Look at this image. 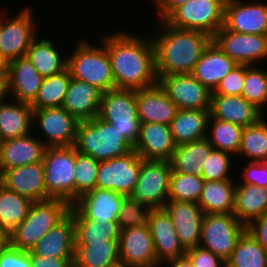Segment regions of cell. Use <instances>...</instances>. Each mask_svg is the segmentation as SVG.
Listing matches in <instances>:
<instances>
[{
	"label": "cell",
	"mask_w": 267,
	"mask_h": 267,
	"mask_svg": "<svg viewBox=\"0 0 267 267\" xmlns=\"http://www.w3.org/2000/svg\"><path fill=\"white\" fill-rule=\"evenodd\" d=\"M185 255L191 260L194 267H226L220 257L201 246L187 249Z\"/></svg>",
	"instance_id": "816d5d0a"
},
{
	"label": "cell",
	"mask_w": 267,
	"mask_h": 267,
	"mask_svg": "<svg viewBox=\"0 0 267 267\" xmlns=\"http://www.w3.org/2000/svg\"><path fill=\"white\" fill-rule=\"evenodd\" d=\"M138 116L141 123L169 125L178 108L159 83L136 90Z\"/></svg>",
	"instance_id": "cb8c5ba5"
},
{
	"label": "cell",
	"mask_w": 267,
	"mask_h": 267,
	"mask_svg": "<svg viewBox=\"0 0 267 267\" xmlns=\"http://www.w3.org/2000/svg\"><path fill=\"white\" fill-rule=\"evenodd\" d=\"M125 195L108 189L94 188L73 204L87 219L117 222Z\"/></svg>",
	"instance_id": "484cf974"
},
{
	"label": "cell",
	"mask_w": 267,
	"mask_h": 267,
	"mask_svg": "<svg viewBox=\"0 0 267 267\" xmlns=\"http://www.w3.org/2000/svg\"><path fill=\"white\" fill-rule=\"evenodd\" d=\"M212 41L239 65L250 66L267 61V35L237 33L223 26Z\"/></svg>",
	"instance_id": "5bb4252c"
},
{
	"label": "cell",
	"mask_w": 267,
	"mask_h": 267,
	"mask_svg": "<svg viewBox=\"0 0 267 267\" xmlns=\"http://www.w3.org/2000/svg\"><path fill=\"white\" fill-rule=\"evenodd\" d=\"M31 267H74V258L40 257L30 252Z\"/></svg>",
	"instance_id": "db71d44e"
},
{
	"label": "cell",
	"mask_w": 267,
	"mask_h": 267,
	"mask_svg": "<svg viewBox=\"0 0 267 267\" xmlns=\"http://www.w3.org/2000/svg\"><path fill=\"white\" fill-rule=\"evenodd\" d=\"M246 231L267 251V213L251 221Z\"/></svg>",
	"instance_id": "f5cc1de1"
},
{
	"label": "cell",
	"mask_w": 267,
	"mask_h": 267,
	"mask_svg": "<svg viewBox=\"0 0 267 267\" xmlns=\"http://www.w3.org/2000/svg\"><path fill=\"white\" fill-rule=\"evenodd\" d=\"M237 65L216 43L211 41L196 63L192 75L209 91L213 92L219 82Z\"/></svg>",
	"instance_id": "83f0119b"
},
{
	"label": "cell",
	"mask_w": 267,
	"mask_h": 267,
	"mask_svg": "<svg viewBox=\"0 0 267 267\" xmlns=\"http://www.w3.org/2000/svg\"><path fill=\"white\" fill-rule=\"evenodd\" d=\"M98 117L114 128L133 147L140 135L136 90L113 89L102 93Z\"/></svg>",
	"instance_id": "8992f818"
},
{
	"label": "cell",
	"mask_w": 267,
	"mask_h": 267,
	"mask_svg": "<svg viewBox=\"0 0 267 267\" xmlns=\"http://www.w3.org/2000/svg\"><path fill=\"white\" fill-rule=\"evenodd\" d=\"M170 161L143 160L135 188L130 195L150 209H163L170 192Z\"/></svg>",
	"instance_id": "8fae6325"
},
{
	"label": "cell",
	"mask_w": 267,
	"mask_h": 267,
	"mask_svg": "<svg viewBox=\"0 0 267 267\" xmlns=\"http://www.w3.org/2000/svg\"><path fill=\"white\" fill-rule=\"evenodd\" d=\"M164 265L166 267H194L191 260L186 255L180 258L170 260Z\"/></svg>",
	"instance_id": "6f0895ef"
},
{
	"label": "cell",
	"mask_w": 267,
	"mask_h": 267,
	"mask_svg": "<svg viewBox=\"0 0 267 267\" xmlns=\"http://www.w3.org/2000/svg\"><path fill=\"white\" fill-rule=\"evenodd\" d=\"M81 38L76 41L73 50L67 51V68L71 77L94 85L102 92L115 89L109 54L104 43L100 40V45L93 41L92 44L87 37Z\"/></svg>",
	"instance_id": "3957f363"
},
{
	"label": "cell",
	"mask_w": 267,
	"mask_h": 267,
	"mask_svg": "<svg viewBox=\"0 0 267 267\" xmlns=\"http://www.w3.org/2000/svg\"><path fill=\"white\" fill-rule=\"evenodd\" d=\"M157 24V31L150 34L157 76L192 74L212 37L202 31L170 26L165 21Z\"/></svg>",
	"instance_id": "7a4b0ae2"
},
{
	"label": "cell",
	"mask_w": 267,
	"mask_h": 267,
	"mask_svg": "<svg viewBox=\"0 0 267 267\" xmlns=\"http://www.w3.org/2000/svg\"><path fill=\"white\" fill-rule=\"evenodd\" d=\"M71 79L68 68L58 74L44 77L35 100L30 104L33 110L61 107Z\"/></svg>",
	"instance_id": "ab89813d"
},
{
	"label": "cell",
	"mask_w": 267,
	"mask_h": 267,
	"mask_svg": "<svg viewBox=\"0 0 267 267\" xmlns=\"http://www.w3.org/2000/svg\"><path fill=\"white\" fill-rule=\"evenodd\" d=\"M33 132L22 137L1 141L0 174L4 170L43 160L47 146L36 137L38 131H36L37 135H35V130Z\"/></svg>",
	"instance_id": "44dd1931"
},
{
	"label": "cell",
	"mask_w": 267,
	"mask_h": 267,
	"mask_svg": "<svg viewBox=\"0 0 267 267\" xmlns=\"http://www.w3.org/2000/svg\"><path fill=\"white\" fill-rule=\"evenodd\" d=\"M236 181H206L198 201L204 214H233Z\"/></svg>",
	"instance_id": "e575fe53"
},
{
	"label": "cell",
	"mask_w": 267,
	"mask_h": 267,
	"mask_svg": "<svg viewBox=\"0 0 267 267\" xmlns=\"http://www.w3.org/2000/svg\"><path fill=\"white\" fill-rule=\"evenodd\" d=\"M141 163L142 158L134 149L124 156L100 161L96 188L130 196L137 183Z\"/></svg>",
	"instance_id": "7c38bea8"
},
{
	"label": "cell",
	"mask_w": 267,
	"mask_h": 267,
	"mask_svg": "<svg viewBox=\"0 0 267 267\" xmlns=\"http://www.w3.org/2000/svg\"><path fill=\"white\" fill-rule=\"evenodd\" d=\"M189 0H154L151 4H154L155 10L157 13L154 14L157 16L159 21H164L176 8L185 4Z\"/></svg>",
	"instance_id": "11a10c76"
},
{
	"label": "cell",
	"mask_w": 267,
	"mask_h": 267,
	"mask_svg": "<svg viewBox=\"0 0 267 267\" xmlns=\"http://www.w3.org/2000/svg\"><path fill=\"white\" fill-rule=\"evenodd\" d=\"M212 149L213 147L206 138L176 146L170 161L172 170L183 174L201 176L203 162Z\"/></svg>",
	"instance_id": "8d00e7d4"
},
{
	"label": "cell",
	"mask_w": 267,
	"mask_h": 267,
	"mask_svg": "<svg viewBox=\"0 0 267 267\" xmlns=\"http://www.w3.org/2000/svg\"><path fill=\"white\" fill-rule=\"evenodd\" d=\"M71 205L61 199L32 203L27 217L9 235V244L29 252L38 240L70 212Z\"/></svg>",
	"instance_id": "277c9868"
},
{
	"label": "cell",
	"mask_w": 267,
	"mask_h": 267,
	"mask_svg": "<svg viewBox=\"0 0 267 267\" xmlns=\"http://www.w3.org/2000/svg\"><path fill=\"white\" fill-rule=\"evenodd\" d=\"M79 122L63 107L33 110V128L40 129L39 135L43 137L38 138L47 147L74 146Z\"/></svg>",
	"instance_id": "4fadbf2b"
},
{
	"label": "cell",
	"mask_w": 267,
	"mask_h": 267,
	"mask_svg": "<svg viewBox=\"0 0 267 267\" xmlns=\"http://www.w3.org/2000/svg\"><path fill=\"white\" fill-rule=\"evenodd\" d=\"M24 6L14 17L7 16L0 9V54L7 63L25 57L31 42L41 31L39 21L35 20L34 8H30L28 4Z\"/></svg>",
	"instance_id": "52a82bcc"
},
{
	"label": "cell",
	"mask_w": 267,
	"mask_h": 267,
	"mask_svg": "<svg viewBox=\"0 0 267 267\" xmlns=\"http://www.w3.org/2000/svg\"><path fill=\"white\" fill-rule=\"evenodd\" d=\"M148 227L159 264H165L170 260L185 256L187 250L181 244L174 224L164 209L151 211Z\"/></svg>",
	"instance_id": "ffe728a7"
},
{
	"label": "cell",
	"mask_w": 267,
	"mask_h": 267,
	"mask_svg": "<svg viewBox=\"0 0 267 267\" xmlns=\"http://www.w3.org/2000/svg\"><path fill=\"white\" fill-rule=\"evenodd\" d=\"M102 91L87 82L72 78L62 106L79 121L98 116Z\"/></svg>",
	"instance_id": "f1b7e54d"
},
{
	"label": "cell",
	"mask_w": 267,
	"mask_h": 267,
	"mask_svg": "<svg viewBox=\"0 0 267 267\" xmlns=\"http://www.w3.org/2000/svg\"><path fill=\"white\" fill-rule=\"evenodd\" d=\"M170 216L176 234L187 250L199 246L204 213L194 202L168 200L163 208Z\"/></svg>",
	"instance_id": "d6986e66"
},
{
	"label": "cell",
	"mask_w": 267,
	"mask_h": 267,
	"mask_svg": "<svg viewBox=\"0 0 267 267\" xmlns=\"http://www.w3.org/2000/svg\"><path fill=\"white\" fill-rule=\"evenodd\" d=\"M121 28L104 33L101 40L109 54L115 89H143L158 83L155 51L150 35ZM143 35V36H142Z\"/></svg>",
	"instance_id": "6da1fadb"
},
{
	"label": "cell",
	"mask_w": 267,
	"mask_h": 267,
	"mask_svg": "<svg viewBox=\"0 0 267 267\" xmlns=\"http://www.w3.org/2000/svg\"><path fill=\"white\" fill-rule=\"evenodd\" d=\"M266 118L264 115L255 124L243 127L241 145L236 157H245L246 162L267 161Z\"/></svg>",
	"instance_id": "f35d334b"
},
{
	"label": "cell",
	"mask_w": 267,
	"mask_h": 267,
	"mask_svg": "<svg viewBox=\"0 0 267 267\" xmlns=\"http://www.w3.org/2000/svg\"><path fill=\"white\" fill-rule=\"evenodd\" d=\"M245 231L246 225L233 214H204L199 246L226 262Z\"/></svg>",
	"instance_id": "30bf717a"
},
{
	"label": "cell",
	"mask_w": 267,
	"mask_h": 267,
	"mask_svg": "<svg viewBox=\"0 0 267 267\" xmlns=\"http://www.w3.org/2000/svg\"><path fill=\"white\" fill-rule=\"evenodd\" d=\"M120 265L128 267H153L157 262L153 238L149 227L122 229L119 240Z\"/></svg>",
	"instance_id": "e0dca14e"
},
{
	"label": "cell",
	"mask_w": 267,
	"mask_h": 267,
	"mask_svg": "<svg viewBox=\"0 0 267 267\" xmlns=\"http://www.w3.org/2000/svg\"><path fill=\"white\" fill-rule=\"evenodd\" d=\"M159 85L178 110H210L211 91L192 74L157 76Z\"/></svg>",
	"instance_id": "2e32d148"
},
{
	"label": "cell",
	"mask_w": 267,
	"mask_h": 267,
	"mask_svg": "<svg viewBox=\"0 0 267 267\" xmlns=\"http://www.w3.org/2000/svg\"><path fill=\"white\" fill-rule=\"evenodd\" d=\"M234 192L233 215L244 225L267 213V188L237 183Z\"/></svg>",
	"instance_id": "1f68e13d"
},
{
	"label": "cell",
	"mask_w": 267,
	"mask_h": 267,
	"mask_svg": "<svg viewBox=\"0 0 267 267\" xmlns=\"http://www.w3.org/2000/svg\"><path fill=\"white\" fill-rule=\"evenodd\" d=\"M210 116L242 127L255 124L264 115L244 97L211 92Z\"/></svg>",
	"instance_id": "4316f807"
},
{
	"label": "cell",
	"mask_w": 267,
	"mask_h": 267,
	"mask_svg": "<svg viewBox=\"0 0 267 267\" xmlns=\"http://www.w3.org/2000/svg\"><path fill=\"white\" fill-rule=\"evenodd\" d=\"M32 203L0 183V224L8 235L27 217Z\"/></svg>",
	"instance_id": "74e56055"
},
{
	"label": "cell",
	"mask_w": 267,
	"mask_h": 267,
	"mask_svg": "<svg viewBox=\"0 0 267 267\" xmlns=\"http://www.w3.org/2000/svg\"><path fill=\"white\" fill-rule=\"evenodd\" d=\"M117 267H128V266H125V265H119V266H117Z\"/></svg>",
	"instance_id": "6125c7cd"
},
{
	"label": "cell",
	"mask_w": 267,
	"mask_h": 267,
	"mask_svg": "<svg viewBox=\"0 0 267 267\" xmlns=\"http://www.w3.org/2000/svg\"><path fill=\"white\" fill-rule=\"evenodd\" d=\"M153 267H166V266L164 264H160V265L153 266Z\"/></svg>",
	"instance_id": "94428289"
},
{
	"label": "cell",
	"mask_w": 267,
	"mask_h": 267,
	"mask_svg": "<svg viewBox=\"0 0 267 267\" xmlns=\"http://www.w3.org/2000/svg\"><path fill=\"white\" fill-rule=\"evenodd\" d=\"M226 0L224 27L244 34L267 35V0Z\"/></svg>",
	"instance_id": "9a60e30c"
},
{
	"label": "cell",
	"mask_w": 267,
	"mask_h": 267,
	"mask_svg": "<svg viewBox=\"0 0 267 267\" xmlns=\"http://www.w3.org/2000/svg\"><path fill=\"white\" fill-rule=\"evenodd\" d=\"M226 0H189L164 21L179 29L197 30L213 37L224 26Z\"/></svg>",
	"instance_id": "9c48e42d"
},
{
	"label": "cell",
	"mask_w": 267,
	"mask_h": 267,
	"mask_svg": "<svg viewBox=\"0 0 267 267\" xmlns=\"http://www.w3.org/2000/svg\"><path fill=\"white\" fill-rule=\"evenodd\" d=\"M0 267H31L30 251H22L9 243L0 247Z\"/></svg>",
	"instance_id": "f907efd6"
},
{
	"label": "cell",
	"mask_w": 267,
	"mask_h": 267,
	"mask_svg": "<svg viewBox=\"0 0 267 267\" xmlns=\"http://www.w3.org/2000/svg\"><path fill=\"white\" fill-rule=\"evenodd\" d=\"M245 79V65L237 64L217 85L212 92L217 95L240 96Z\"/></svg>",
	"instance_id": "c3c4849f"
},
{
	"label": "cell",
	"mask_w": 267,
	"mask_h": 267,
	"mask_svg": "<svg viewBox=\"0 0 267 267\" xmlns=\"http://www.w3.org/2000/svg\"><path fill=\"white\" fill-rule=\"evenodd\" d=\"M243 127L234 123L212 118L208 119L206 139L214 149L237 156L241 145Z\"/></svg>",
	"instance_id": "60d3db41"
},
{
	"label": "cell",
	"mask_w": 267,
	"mask_h": 267,
	"mask_svg": "<svg viewBox=\"0 0 267 267\" xmlns=\"http://www.w3.org/2000/svg\"><path fill=\"white\" fill-rule=\"evenodd\" d=\"M176 146L169 125L141 123L133 149L143 160L171 161Z\"/></svg>",
	"instance_id": "7402d4cb"
},
{
	"label": "cell",
	"mask_w": 267,
	"mask_h": 267,
	"mask_svg": "<svg viewBox=\"0 0 267 267\" xmlns=\"http://www.w3.org/2000/svg\"><path fill=\"white\" fill-rule=\"evenodd\" d=\"M241 181L238 183H246L257 187L267 188V161L262 162H246L243 165ZM243 179V181H242Z\"/></svg>",
	"instance_id": "681fc988"
},
{
	"label": "cell",
	"mask_w": 267,
	"mask_h": 267,
	"mask_svg": "<svg viewBox=\"0 0 267 267\" xmlns=\"http://www.w3.org/2000/svg\"><path fill=\"white\" fill-rule=\"evenodd\" d=\"M100 161L75 148L74 203L84 194L96 188Z\"/></svg>",
	"instance_id": "ee69618b"
},
{
	"label": "cell",
	"mask_w": 267,
	"mask_h": 267,
	"mask_svg": "<svg viewBox=\"0 0 267 267\" xmlns=\"http://www.w3.org/2000/svg\"><path fill=\"white\" fill-rule=\"evenodd\" d=\"M204 179L201 176L183 174L172 170L168 200L198 203Z\"/></svg>",
	"instance_id": "f6af8a7d"
},
{
	"label": "cell",
	"mask_w": 267,
	"mask_h": 267,
	"mask_svg": "<svg viewBox=\"0 0 267 267\" xmlns=\"http://www.w3.org/2000/svg\"><path fill=\"white\" fill-rule=\"evenodd\" d=\"M258 65H245V79L241 96L256 107L263 115L267 108V69Z\"/></svg>",
	"instance_id": "7bdbcfd3"
},
{
	"label": "cell",
	"mask_w": 267,
	"mask_h": 267,
	"mask_svg": "<svg viewBox=\"0 0 267 267\" xmlns=\"http://www.w3.org/2000/svg\"><path fill=\"white\" fill-rule=\"evenodd\" d=\"M74 147L97 161L124 156L133 149L113 124L98 116L78 123Z\"/></svg>",
	"instance_id": "5b68a950"
},
{
	"label": "cell",
	"mask_w": 267,
	"mask_h": 267,
	"mask_svg": "<svg viewBox=\"0 0 267 267\" xmlns=\"http://www.w3.org/2000/svg\"><path fill=\"white\" fill-rule=\"evenodd\" d=\"M40 257L74 258L75 227L73 216L69 213L56 226L42 236L30 250Z\"/></svg>",
	"instance_id": "d4e9b609"
},
{
	"label": "cell",
	"mask_w": 267,
	"mask_h": 267,
	"mask_svg": "<svg viewBox=\"0 0 267 267\" xmlns=\"http://www.w3.org/2000/svg\"><path fill=\"white\" fill-rule=\"evenodd\" d=\"M7 77L9 98L28 104L35 100L44 78L26 56L8 62Z\"/></svg>",
	"instance_id": "603a6c76"
},
{
	"label": "cell",
	"mask_w": 267,
	"mask_h": 267,
	"mask_svg": "<svg viewBox=\"0 0 267 267\" xmlns=\"http://www.w3.org/2000/svg\"><path fill=\"white\" fill-rule=\"evenodd\" d=\"M234 156L218 149H212L209 156L203 162L201 177L206 181L235 180L231 174Z\"/></svg>",
	"instance_id": "bcb514c9"
},
{
	"label": "cell",
	"mask_w": 267,
	"mask_h": 267,
	"mask_svg": "<svg viewBox=\"0 0 267 267\" xmlns=\"http://www.w3.org/2000/svg\"><path fill=\"white\" fill-rule=\"evenodd\" d=\"M10 99V101H8ZM6 99L0 103V140L22 137L33 132V108L30 104Z\"/></svg>",
	"instance_id": "f546056e"
},
{
	"label": "cell",
	"mask_w": 267,
	"mask_h": 267,
	"mask_svg": "<svg viewBox=\"0 0 267 267\" xmlns=\"http://www.w3.org/2000/svg\"><path fill=\"white\" fill-rule=\"evenodd\" d=\"M9 99L7 73H0V103Z\"/></svg>",
	"instance_id": "9f6ffc18"
},
{
	"label": "cell",
	"mask_w": 267,
	"mask_h": 267,
	"mask_svg": "<svg viewBox=\"0 0 267 267\" xmlns=\"http://www.w3.org/2000/svg\"><path fill=\"white\" fill-rule=\"evenodd\" d=\"M149 207L141 204L131 196H125L117 222L120 229L129 227H148L151 211Z\"/></svg>",
	"instance_id": "7dc6e473"
},
{
	"label": "cell",
	"mask_w": 267,
	"mask_h": 267,
	"mask_svg": "<svg viewBox=\"0 0 267 267\" xmlns=\"http://www.w3.org/2000/svg\"><path fill=\"white\" fill-rule=\"evenodd\" d=\"M37 36L29 46L26 57L42 77L58 74L67 68V51H60L59 45L47 37ZM58 47V48H57ZM65 54V55H64Z\"/></svg>",
	"instance_id": "4dcf8cb0"
},
{
	"label": "cell",
	"mask_w": 267,
	"mask_h": 267,
	"mask_svg": "<svg viewBox=\"0 0 267 267\" xmlns=\"http://www.w3.org/2000/svg\"><path fill=\"white\" fill-rule=\"evenodd\" d=\"M45 185L51 199L74 204L75 147H47L42 160Z\"/></svg>",
	"instance_id": "ba28073f"
},
{
	"label": "cell",
	"mask_w": 267,
	"mask_h": 267,
	"mask_svg": "<svg viewBox=\"0 0 267 267\" xmlns=\"http://www.w3.org/2000/svg\"><path fill=\"white\" fill-rule=\"evenodd\" d=\"M44 176V165L40 161L4 170L0 174V181L9 190L35 202L51 199L47 194Z\"/></svg>",
	"instance_id": "ac0fdd59"
},
{
	"label": "cell",
	"mask_w": 267,
	"mask_h": 267,
	"mask_svg": "<svg viewBox=\"0 0 267 267\" xmlns=\"http://www.w3.org/2000/svg\"><path fill=\"white\" fill-rule=\"evenodd\" d=\"M209 117L210 110H178L169 124L175 144L206 138Z\"/></svg>",
	"instance_id": "d6a6232c"
},
{
	"label": "cell",
	"mask_w": 267,
	"mask_h": 267,
	"mask_svg": "<svg viewBox=\"0 0 267 267\" xmlns=\"http://www.w3.org/2000/svg\"><path fill=\"white\" fill-rule=\"evenodd\" d=\"M8 63L0 54V73H7Z\"/></svg>",
	"instance_id": "91938a15"
},
{
	"label": "cell",
	"mask_w": 267,
	"mask_h": 267,
	"mask_svg": "<svg viewBox=\"0 0 267 267\" xmlns=\"http://www.w3.org/2000/svg\"><path fill=\"white\" fill-rule=\"evenodd\" d=\"M225 264L226 267H267V251L245 231Z\"/></svg>",
	"instance_id": "b9f144b4"
},
{
	"label": "cell",
	"mask_w": 267,
	"mask_h": 267,
	"mask_svg": "<svg viewBox=\"0 0 267 267\" xmlns=\"http://www.w3.org/2000/svg\"><path fill=\"white\" fill-rule=\"evenodd\" d=\"M8 242H9V235L6 233V231L0 224V247L7 245Z\"/></svg>",
	"instance_id": "680465c9"
},
{
	"label": "cell",
	"mask_w": 267,
	"mask_h": 267,
	"mask_svg": "<svg viewBox=\"0 0 267 267\" xmlns=\"http://www.w3.org/2000/svg\"><path fill=\"white\" fill-rule=\"evenodd\" d=\"M75 227V243L119 241L121 229L118 222H101L87 219L74 205L70 212Z\"/></svg>",
	"instance_id": "d590c367"
},
{
	"label": "cell",
	"mask_w": 267,
	"mask_h": 267,
	"mask_svg": "<svg viewBox=\"0 0 267 267\" xmlns=\"http://www.w3.org/2000/svg\"><path fill=\"white\" fill-rule=\"evenodd\" d=\"M119 265V241L75 243L74 267H117Z\"/></svg>",
	"instance_id": "836d02e7"
}]
</instances>
